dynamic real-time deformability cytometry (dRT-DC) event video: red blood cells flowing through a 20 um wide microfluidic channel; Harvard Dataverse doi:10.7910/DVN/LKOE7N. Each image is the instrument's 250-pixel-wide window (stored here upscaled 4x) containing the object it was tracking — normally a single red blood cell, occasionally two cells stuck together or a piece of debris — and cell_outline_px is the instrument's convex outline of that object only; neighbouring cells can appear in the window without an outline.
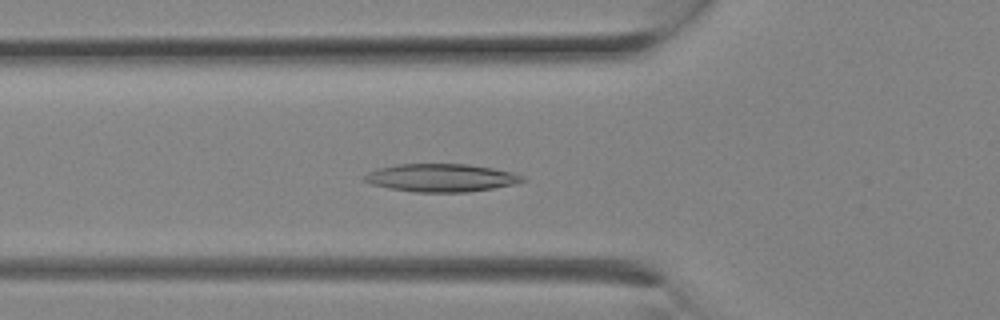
{"species": "Egyptian fruit bat (a non-hibernating species)", "species_latin": "Rousettus aegyptiacus", "temperature_condition": "room temperature", "stored_images_in_passage": 13, "camera_frame_rate_fps": 3000, "um_per_image_px": 0.085, "animal": {"sex": "female"}, "frame": {"image": 1, "passage_image": 8, "time_ms": 2.333, "image_size_px": [1000, 320], "cell_outline_px": [[528, 180], [512, 184], [492, 188], [468, 192], [416, 192], [388, 188], [372, 184], [360, 180], [368, 172], [376, 168], [396, 164], [468, 164], [492, 168], [512, 172], [524, 176]], "centroid_in_image_um": [37.46, 15.11], "position_along_channel_um": 88.3, "area_um2": 25.84}}
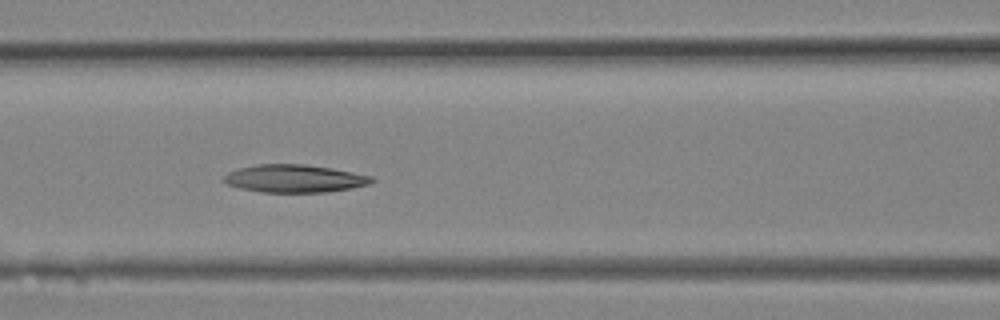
{"frame": {"image": 2, "passage_image": 10, "time_ms": 3.0, "image_size_px": [1000, 320], "cell_outline_px": [[376, 180], [372, 184], [352, 188], [328, 192], [260, 192], [240, 188], [228, 184], [224, 180], [224, 176], [228, 172], [240, 168], [256, 164], [304, 164], [332, 168], [372, 176]], "centroid_in_image_um": [25.08, 15.18], "position_along_channel_um": 141.5, "area_um2": 23.99}}
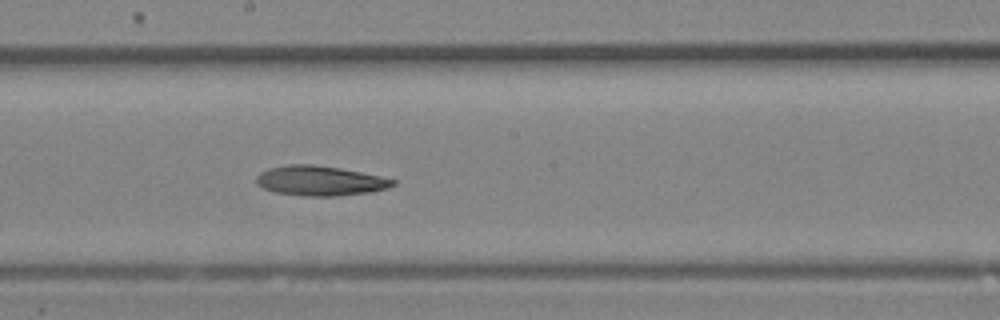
{"frame": {"image": 3, "passage_image": 13, "time_ms": 4.0, "image_size_px": [1000, 320], "cell_outline_px": [[396, 184], [388, 188], [368, 192], [336, 196], [304, 196], [276, 192], [264, 188], [256, 184], [256, 176], [260, 172], [268, 168], [288, 164], [312, 164], [340, 168], [380, 176], [396, 180]], "centroid_in_image_um": [27.18, 15.36], "position_along_channel_um": 221.0, "area_um2": 23.7}}